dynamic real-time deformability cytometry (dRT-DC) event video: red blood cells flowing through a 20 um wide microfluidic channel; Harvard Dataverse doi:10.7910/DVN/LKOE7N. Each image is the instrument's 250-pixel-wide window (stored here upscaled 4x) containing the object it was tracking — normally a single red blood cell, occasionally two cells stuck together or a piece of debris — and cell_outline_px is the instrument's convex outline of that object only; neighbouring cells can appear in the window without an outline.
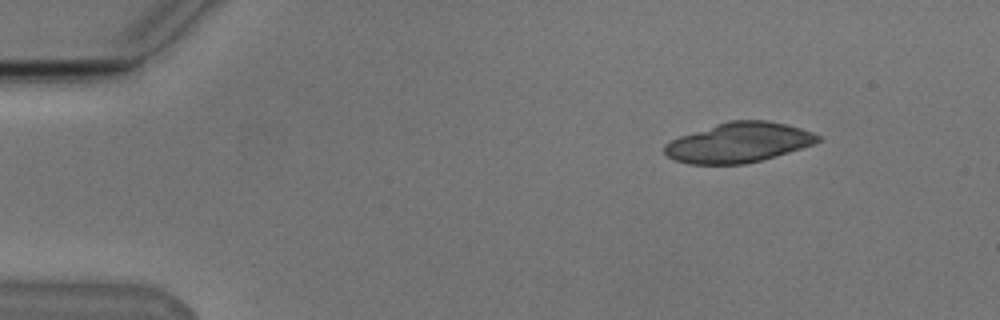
{"species": "Egyptian fruit bat (a non-hibernating species)", "species_latin": "Rousettus aegyptiacus", "temperature_condition": "cold", "stored_images_in_passage": 19, "camera_frame_rate_fps": 3000, "um_per_image_px": 0.085, "animal": {"sex": "male"}, "frame": {"image": 1, "passage_image": 1, "time_ms": 0.0, "image_size_px": [1000, 320], "cell_outline_px": [[824, 140], [776, 156], [744, 164], [688, 164], [676, 160], [668, 156], [664, 152], [664, 144], [680, 136], [728, 120], [768, 120], [800, 128], [812, 132], [820, 136]], "centroid_in_image_um": [62.79, 12.11], "position_along_channel_um": 22.2, "area_um2": 35.37}}